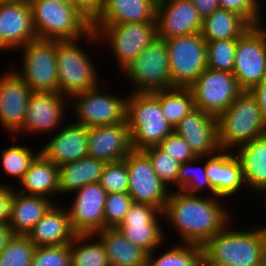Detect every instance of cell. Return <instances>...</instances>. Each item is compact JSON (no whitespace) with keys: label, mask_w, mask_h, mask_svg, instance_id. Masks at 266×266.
I'll use <instances>...</instances> for the list:
<instances>
[{"label":"cell","mask_w":266,"mask_h":266,"mask_svg":"<svg viewBox=\"0 0 266 266\" xmlns=\"http://www.w3.org/2000/svg\"><path fill=\"white\" fill-rule=\"evenodd\" d=\"M204 196L178 190L170 192L163 214L167 224H171L181 237L180 243L204 246L231 223V213L222 206V201L220 203L216 196Z\"/></svg>","instance_id":"cell-1"},{"label":"cell","mask_w":266,"mask_h":266,"mask_svg":"<svg viewBox=\"0 0 266 266\" xmlns=\"http://www.w3.org/2000/svg\"><path fill=\"white\" fill-rule=\"evenodd\" d=\"M39 39L82 40L99 44L92 30V12L84 4H65L55 0H28Z\"/></svg>","instance_id":"cell-2"},{"label":"cell","mask_w":266,"mask_h":266,"mask_svg":"<svg viewBox=\"0 0 266 266\" xmlns=\"http://www.w3.org/2000/svg\"><path fill=\"white\" fill-rule=\"evenodd\" d=\"M228 223L203 247L209 266H261L266 250V226L231 229Z\"/></svg>","instance_id":"cell-3"},{"label":"cell","mask_w":266,"mask_h":266,"mask_svg":"<svg viewBox=\"0 0 266 266\" xmlns=\"http://www.w3.org/2000/svg\"><path fill=\"white\" fill-rule=\"evenodd\" d=\"M217 123L221 150L232 149L234 152L236 147L266 134V122L257 101L249 91H243L229 108L217 117Z\"/></svg>","instance_id":"cell-4"},{"label":"cell","mask_w":266,"mask_h":266,"mask_svg":"<svg viewBox=\"0 0 266 266\" xmlns=\"http://www.w3.org/2000/svg\"><path fill=\"white\" fill-rule=\"evenodd\" d=\"M126 120L133 150L158 146L174 132L162 112L160 101L151 93H131L127 98Z\"/></svg>","instance_id":"cell-5"},{"label":"cell","mask_w":266,"mask_h":266,"mask_svg":"<svg viewBox=\"0 0 266 266\" xmlns=\"http://www.w3.org/2000/svg\"><path fill=\"white\" fill-rule=\"evenodd\" d=\"M79 43L78 39L56 40L58 92L69 99L101 85L98 83V69Z\"/></svg>","instance_id":"cell-6"},{"label":"cell","mask_w":266,"mask_h":266,"mask_svg":"<svg viewBox=\"0 0 266 266\" xmlns=\"http://www.w3.org/2000/svg\"><path fill=\"white\" fill-rule=\"evenodd\" d=\"M121 72L135 85L133 93L172 88L166 40L154 38Z\"/></svg>","instance_id":"cell-7"},{"label":"cell","mask_w":266,"mask_h":266,"mask_svg":"<svg viewBox=\"0 0 266 266\" xmlns=\"http://www.w3.org/2000/svg\"><path fill=\"white\" fill-rule=\"evenodd\" d=\"M165 40L172 87H190L207 68V41L201 33Z\"/></svg>","instance_id":"cell-8"},{"label":"cell","mask_w":266,"mask_h":266,"mask_svg":"<svg viewBox=\"0 0 266 266\" xmlns=\"http://www.w3.org/2000/svg\"><path fill=\"white\" fill-rule=\"evenodd\" d=\"M22 71L14 69L33 92H58L56 40L35 39L19 48Z\"/></svg>","instance_id":"cell-9"},{"label":"cell","mask_w":266,"mask_h":266,"mask_svg":"<svg viewBox=\"0 0 266 266\" xmlns=\"http://www.w3.org/2000/svg\"><path fill=\"white\" fill-rule=\"evenodd\" d=\"M99 86L70 98L71 101L75 100L69 102V104L73 103L72 112L77 114L74 123L90 128L126 121L128 96L120 98L118 95H112L111 92L105 93L106 90L100 89Z\"/></svg>","instance_id":"cell-10"},{"label":"cell","mask_w":266,"mask_h":266,"mask_svg":"<svg viewBox=\"0 0 266 266\" xmlns=\"http://www.w3.org/2000/svg\"><path fill=\"white\" fill-rule=\"evenodd\" d=\"M251 26L237 40L233 74L242 91H250L266 76V28Z\"/></svg>","instance_id":"cell-11"},{"label":"cell","mask_w":266,"mask_h":266,"mask_svg":"<svg viewBox=\"0 0 266 266\" xmlns=\"http://www.w3.org/2000/svg\"><path fill=\"white\" fill-rule=\"evenodd\" d=\"M96 34L99 43L105 40L110 43L109 48L122 71L157 37V22L103 24Z\"/></svg>","instance_id":"cell-12"},{"label":"cell","mask_w":266,"mask_h":266,"mask_svg":"<svg viewBox=\"0 0 266 266\" xmlns=\"http://www.w3.org/2000/svg\"><path fill=\"white\" fill-rule=\"evenodd\" d=\"M195 108L218 117L243 92L236 77L228 71L206 68L189 87Z\"/></svg>","instance_id":"cell-13"},{"label":"cell","mask_w":266,"mask_h":266,"mask_svg":"<svg viewBox=\"0 0 266 266\" xmlns=\"http://www.w3.org/2000/svg\"><path fill=\"white\" fill-rule=\"evenodd\" d=\"M128 169V194L134 203L149 204L164 211L171 191L159 179L143 151L132 150L124 159Z\"/></svg>","instance_id":"cell-14"},{"label":"cell","mask_w":266,"mask_h":266,"mask_svg":"<svg viewBox=\"0 0 266 266\" xmlns=\"http://www.w3.org/2000/svg\"><path fill=\"white\" fill-rule=\"evenodd\" d=\"M161 217L163 220L164 214L157 207L133 202L117 229L129 242L149 254L165 242Z\"/></svg>","instance_id":"cell-15"},{"label":"cell","mask_w":266,"mask_h":266,"mask_svg":"<svg viewBox=\"0 0 266 266\" xmlns=\"http://www.w3.org/2000/svg\"><path fill=\"white\" fill-rule=\"evenodd\" d=\"M68 97L59 92H32L29 97L26 117L22 129L16 134L44 135L57 131L64 122ZM65 109V110H64ZM63 121V122H62ZM55 130V131H54Z\"/></svg>","instance_id":"cell-16"},{"label":"cell","mask_w":266,"mask_h":266,"mask_svg":"<svg viewBox=\"0 0 266 266\" xmlns=\"http://www.w3.org/2000/svg\"><path fill=\"white\" fill-rule=\"evenodd\" d=\"M72 193L74 201L67 209L73 230L77 234H95L103 230L107 193L100 183L87 184Z\"/></svg>","instance_id":"cell-17"},{"label":"cell","mask_w":266,"mask_h":266,"mask_svg":"<svg viewBox=\"0 0 266 266\" xmlns=\"http://www.w3.org/2000/svg\"><path fill=\"white\" fill-rule=\"evenodd\" d=\"M0 75V125L13 137L23 127L31 88L13 70Z\"/></svg>","instance_id":"cell-18"},{"label":"cell","mask_w":266,"mask_h":266,"mask_svg":"<svg viewBox=\"0 0 266 266\" xmlns=\"http://www.w3.org/2000/svg\"><path fill=\"white\" fill-rule=\"evenodd\" d=\"M37 38L28 0L0 3V51L18 50Z\"/></svg>","instance_id":"cell-19"},{"label":"cell","mask_w":266,"mask_h":266,"mask_svg":"<svg viewBox=\"0 0 266 266\" xmlns=\"http://www.w3.org/2000/svg\"><path fill=\"white\" fill-rule=\"evenodd\" d=\"M203 19L192 0H161L157 5V36L163 39L200 33Z\"/></svg>","instance_id":"cell-20"},{"label":"cell","mask_w":266,"mask_h":266,"mask_svg":"<svg viewBox=\"0 0 266 266\" xmlns=\"http://www.w3.org/2000/svg\"><path fill=\"white\" fill-rule=\"evenodd\" d=\"M196 156H209L221 148L218 141L217 117L194 108L174 127Z\"/></svg>","instance_id":"cell-21"},{"label":"cell","mask_w":266,"mask_h":266,"mask_svg":"<svg viewBox=\"0 0 266 266\" xmlns=\"http://www.w3.org/2000/svg\"><path fill=\"white\" fill-rule=\"evenodd\" d=\"M132 150L127 120L88 128V157L112 163L123 160Z\"/></svg>","instance_id":"cell-22"},{"label":"cell","mask_w":266,"mask_h":266,"mask_svg":"<svg viewBox=\"0 0 266 266\" xmlns=\"http://www.w3.org/2000/svg\"><path fill=\"white\" fill-rule=\"evenodd\" d=\"M156 0H103L92 13V30L103 24L156 22Z\"/></svg>","instance_id":"cell-23"},{"label":"cell","mask_w":266,"mask_h":266,"mask_svg":"<svg viewBox=\"0 0 266 266\" xmlns=\"http://www.w3.org/2000/svg\"><path fill=\"white\" fill-rule=\"evenodd\" d=\"M69 124L58 129L40 149V153L57 166L75 162L88 154V128Z\"/></svg>","instance_id":"cell-24"},{"label":"cell","mask_w":266,"mask_h":266,"mask_svg":"<svg viewBox=\"0 0 266 266\" xmlns=\"http://www.w3.org/2000/svg\"><path fill=\"white\" fill-rule=\"evenodd\" d=\"M206 159V175L217 198L225 199L241 192L245 186L242 167L232 150H220Z\"/></svg>","instance_id":"cell-25"},{"label":"cell","mask_w":266,"mask_h":266,"mask_svg":"<svg viewBox=\"0 0 266 266\" xmlns=\"http://www.w3.org/2000/svg\"><path fill=\"white\" fill-rule=\"evenodd\" d=\"M58 206L56 202L53 203L27 233L36 247L69 244L77 235L72 228L68 209L59 204Z\"/></svg>","instance_id":"cell-26"},{"label":"cell","mask_w":266,"mask_h":266,"mask_svg":"<svg viewBox=\"0 0 266 266\" xmlns=\"http://www.w3.org/2000/svg\"><path fill=\"white\" fill-rule=\"evenodd\" d=\"M19 182V193L51 199L59 192V166L39 153Z\"/></svg>","instance_id":"cell-27"},{"label":"cell","mask_w":266,"mask_h":266,"mask_svg":"<svg viewBox=\"0 0 266 266\" xmlns=\"http://www.w3.org/2000/svg\"><path fill=\"white\" fill-rule=\"evenodd\" d=\"M236 149L246 188L260 193L266 188V134Z\"/></svg>","instance_id":"cell-28"},{"label":"cell","mask_w":266,"mask_h":266,"mask_svg":"<svg viewBox=\"0 0 266 266\" xmlns=\"http://www.w3.org/2000/svg\"><path fill=\"white\" fill-rule=\"evenodd\" d=\"M94 235L102 242L110 266H147L148 253L129 242L117 228H104Z\"/></svg>","instance_id":"cell-29"},{"label":"cell","mask_w":266,"mask_h":266,"mask_svg":"<svg viewBox=\"0 0 266 266\" xmlns=\"http://www.w3.org/2000/svg\"><path fill=\"white\" fill-rule=\"evenodd\" d=\"M52 204L51 199L43 196L15 192L9 226L15 234L27 235Z\"/></svg>","instance_id":"cell-30"},{"label":"cell","mask_w":266,"mask_h":266,"mask_svg":"<svg viewBox=\"0 0 266 266\" xmlns=\"http://www.w3.org/2000/svg\"><path fill=\"white\" fill-rule=\"evenodd\" d=\"M105 164L104 161L86 156L59 166L60 194H70L87 184L99 182Z\"/></svg>","instance_id":"cell-31"},{"label":"cell","mask_w":266,"mask_h":266,"mask_svg":"<svg viewBox=\"0 0 266 266\" xmlns=\"http://www.w3.org/2000/svg\"><path fill=\"white\" fill-rule=\"evenodd\" d=\"M251 25L239 14L217 9L202 21L201 35L206 41L238 39Z\"/></svg>","instance_id":"cell-32"},{"label":"cell","mask_w":266,"mask_h":266,"mask_svg":"<svg viewBox=\"0 0 266 266\" xmlns=\"http://www.w3.org/2000/svg\"><path fill=\"white\" fill-rule=\"evenodd\" d=\"M151 93L160 101L164 117L173 128L195 108L189 87H172Z\"/></svg>","instance_id":"cell-33"},{"label":"cell","mask_w":266,"mask_h":266,"mask_svg":"<svg viewBox=\"0 0 266 266\" xmlns=\"http://www.w3.org/2000/svg\"><path fill=\"white\" fill-rule=\"evenodd\" d=\"M93 238L96 241H90ZM70 251L71 266H110L106 250L94 234H77L70 243Z\"/></svg>","instance_id":"cell-34"},{"label":"cell","mask_w":266,"mask_h":266,"mask_svg":"<svg viewBox=\"0 0 266 266\" xmlns=\"http://www.w3.org/2000/svg\"><path fill=\"white\" fill-rule=\"evenodd\" d=\"M155 251L148 254L147 266H199L203 262V247L196 244L179 243L157 257Z\"/></svg>","instance_id":"cell-35"},{"label":"cell","mask_w":266,"mask_h":266,"mask_svg":"<svg viewBox=\"0 0 266 266\" xmlns=\"http://www.w3.org/2000/svg\"><path fill=\"white\" fill-rule=\"evenodd\" d=\"M202 160L205 161V164L203 167H198L196 163ZM177 189L190 195H199L202 189H208L210 191L207 195L215 196V191L206 175V156H197L193 160L181 164L177 177Z\"/></svg>","instance_id":"cell-36"},{"label":"cell","mask_w":266,"mask_h":266,"mask_svg":"<svg viewBox=\"0 0 266 266\" xmlns=\"http://www.w3.org/2000/svg\"><path fill=\"white\" fill-rule=\"evenodd\" d=\"M31 148L26 146L15 145V143L2 150L1 152V168L6 175L16 177L19 181L23 178L25 172L29 169L31 162L40 153L38 150L35 155Z\"/></svg>","instance_id":"cell-37"},{"label":"cell","mask_w":266,"mask_h":266,"mask_svg":"<svg viewBox=\"0 0 266 266\" xmlns=\"http://www.w3.org/2000/svg\"><path fill=\"white\" fill-rule=\"evenodd\" d=\"M237 40L207 41V68L233 73Z\"/></svg>","instance_id":"cell-38"},{"label":"cell","mask_w":266,"mask_h":266,"mask_svg":"<svg viewBox=\"0 0 266 266\" xmlns=\"http://www.w3.org/2000/svg\"><path fill=\"white\" fill-rule=\"evenodd\" d=\"M35 248L27 235L15 234L0 254V266H31Z\"/></svg>","instance_id":"cell-39"},{"label":"cell","mask_w":266,"mask_h":266,"mask_svg":"<svg viewBox=\"0 0 266 266\" xmlns=\"http://www.w3.org/2000/svg\"><path fill=\"white\" fill-rule=\"evenodd\" d=\"M143 152L150 159L154 171L166 187L169 188L170 184L177 186V177L181 163L170 157L158 146L146 148Z\"/></svg>","instance_id":"cell-40"},{"label":"cell","mask_w":266,"mask_h":266,"mask_svg":"<svg viewBox=\"0 0 266 266\" xmlns=\"http://www.w3.org/2000/svg\"><path fill=\"white\" fill-rule=\"evenodd\" d=\"M99 183L107 194L127 192L129 182L126 162L106 163Z\"/></svg>","instance_id":"cell-41"},{"label":"cell","mask_w":266,"mask_h":266,"mask_svg":"<svg viewBox=\"0 0 266 266\" xmlns=\"http://www.w3.org/2000/svg\"><path fill=\"white\" fill-rule=\"evenodd\" d=\"M133 204L128 192L107 194L104 209V228H117Z\"/></svg>","instance_id":"cell-42"},{"label":"cell","mask_w":266,"mask_h":266,"mask_svg":"<svg viewBox=\"0 0 266 266\" xmlns=\"http://www.w3.org/2000/svg\"><path fill=\"white\" fill-rule=\"evenodd\" d=\"M31 266H71L70 243L36 247Z\"/></svg>","instance_id":"cell-43"},{"label":"cell","mask_w":266,"mask_h":266,"mask_svg":"<svg viewBox=\"0 0 266 266\" xmlns=\"http://www.w3.org/2000/svg\"><path fill=\"white\" fill-rule=\"evenodd\" d=\"M259 1L261 0H218L220 9L239 14L251 26L260 25L263 21Z\"/></svg>","instance_id":"cell-44"},{"label":"cell","mask_w":266,"mask_h":266,"mask_svg":"<svg viewBox=\"0 0 266 266\" xmlns=\"http://www.w3.org/2000/svg\"><path fill=\"white\" fill-rule=\"evenodd\" d=\"M158 147L181 164L197 157L186 141L175 132L164 138Z\"/></svg>","instance_id":"cell-45"},{"label":"cell","mask_w":266,"mask_h":266,"mask_svg":"<svg viewBox=\"0 0 266 266\" xmlns=\"http://www.w3.org/2000/svg\"><path fill=\"white\" fill-rule=\"evenodd\" d=\"M7 184L0 183V224H9L15 189Z\"/></svg>","instance_id":"cell-46"},{"label":"cell","mask_w":266,"mask_h":266,"mask_svg":"<svg viewBox=\"0 0 266 266\" xmlns=\"http://www.w3.org/2000/svg\"><path fill=\"white\" fill-rule=\"evenodd\" d=\"M249 92L257 101L262 117L266 122V76Z\"/></svg>","instance_id":"cell-47"},{"label":"cell","mask_w":266,"mask_h":266,"mask_svg":"<svg viewBox=\"0 0 266 266\" xmlns=\"http://www.w3.org/2000/svg\"><path fill=\"white\" fill-rule=\"evenodd\" d=\"M192 2L202 19L210 16L215 10L219 9L218 0H192Z\"/></svg>","instance_id":"cell-48"},{"label":"cell","mask_w":266,"mask_h":266,"mask_svg":"<svg viewBox=\"0 0 266 266\" xmlns=\"http://www.w3.org/2000/svg\"><path fill=\"white\" fill-rule=\"evenodd\" d=\"M15 235L9 224H0V254Z\"/></svg>","instance_id":"cell-49"},{"label":"cell","mask_w":266,"mask_h":266,"mask_svg":"<svg viewBox=\"0 0 266 266\" xmlns=\"http://www.w3.org/2000/svg\"><path fill=\"white\" fill-rule=\"evenodd\" d=\"M92 13L103 0H80Z\"/></svg>","instance_id":"cell-50"},{"label":"cell","mask_w":266,"mask_h":266,"mask_svg":"<svg viewBox=\"0 0 266 266\" xmlns=\"http://www.w3.org/2000/svg\"><path fill=\"white\" fill-rule=\"evenodd\" d=\"M65 4H83L80 0H55Z\"/></svg>","instance_id":"cell-51"},{"label":"cell","mask_w":266,"mask_h":266,"mask_svg":"<svg viewBox=\"0 0 266 266\" xmlns=\"http://www.w3.org/2000/svg\"><path fill=\"white\" fill-rule=\"evenodd\" d=\"M261 266H266V250H265V253H264V258H263V261L261 263Z\"/></svg>","instance_id":"cell-52"},{"label":"cell","mask_w":266,"mask_h":266,"mask_svg":"<svg viewBox=\"0 0 266 266\" xmlns=\"http://www.w3.org/2000/svg\"><path fill=\"white\" fill-rule=\"evenodd\" d=\"M20 0H0V3H6V2H17Z\"/></svg>","instance_id":"cell-53"},{"label":"cell","mask_w":266,"mask_h":266,"mask_svg":"<svg viewBox=\"0 0 266 266\" xmlns=\"http://www.w3.org/2000/svg\"><path fill=\"white\" fill-rule=\"evenodd\" d=\"M263 192H264V194H262V195H264V197H265V199H264L265 201H264V202H265V205H266V188H264V189L260 192V194L263 193Z\"/></svg>","instance_id":"cell-54"},{"label":"cell","mask_w":266,"mask_h":266,"mask_svg":"<svg viewBox=\"0 0 266 266\" xmlns=\"http://www.w3.org/2000/svg\"><path fill=\"white\" fill-rule=\"evenodd\" d=\"M199 266H209L204 260Z\"/></svg>","instance_id":"cell-55"}]
</instances>
